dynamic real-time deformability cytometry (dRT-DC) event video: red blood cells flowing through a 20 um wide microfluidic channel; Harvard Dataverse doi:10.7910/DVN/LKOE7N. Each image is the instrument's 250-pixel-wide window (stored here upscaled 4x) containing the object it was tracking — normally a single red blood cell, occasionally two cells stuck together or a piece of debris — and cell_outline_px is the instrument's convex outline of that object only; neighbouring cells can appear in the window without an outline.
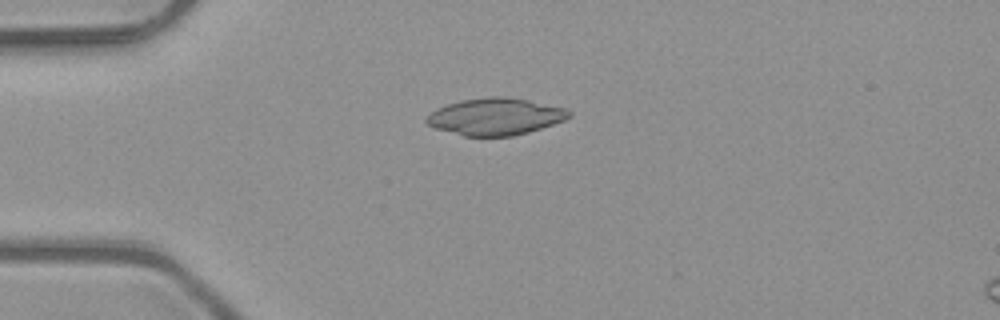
{"species": "common noctule bat (a hibernating species)", "species_latin": "Nyctalus noctula", "temperature_condition": "room temperature", "stored_images_in_passage": 6, "camera_frame_rate_fps": 3000, "um_per_image_px": 0.085, "animal": {"sex": "male", "body_mass_g": 23.1, "forearm_length_mm": 52.7}, "frame": {"image": 1, "passage_image": 6, "time_ms": 1.667, "image_size_px": [1000, 320], "cell_outline_px": [[572, 116], [564, 120], [528, 132], [512, 136], [464, 136], [436, 128], [428, 124], [424, 120], [436, 108], [460, 100], [488, 96], [508, 96], [528, 100], [564, 108], [572, 112]], "centroid_in_image_um": [42.1, 9.9], "position_along_channel_um": 42.9, "area_um2": 30.58}}